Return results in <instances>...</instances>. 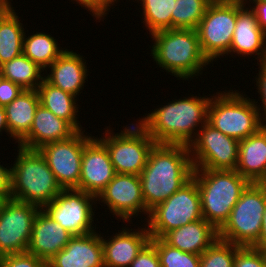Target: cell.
I'll return each instance as SVG.
<instances>
[{
  "label": "cell",
  "mask_w": 266,
  "mask_h": 267,
  "mask_svg": "<svg viewBox=\"0 0 266 267\" xmlns=\"http://www.w3.org/2000/svg\"><path fill=\"white\" fill-rule=\"evenodd\" d=\"M26 35L23 38V54L44 71L66 50V47L60 48L55 37L43 31Z\"/></svg>",
  "instance_id": "cell-28"
},
{
  "label": "cell",
  "mask_w": 266,
  "mask_h": 267,
  "mask_svg": "<svg viewBox=\"0 0 266 267\" xmlns=\"http://www.w3.org/2000/svg\"><path fill=\"white\" fill-rule=\"evenodd\" d=\"M0 6L6 7L9 9H14L12 2H10V0H0Z\"/></svg>",
  "instance_id": "cell-46"
},
{
  "label": "cell",
  "mask_w": 266,
  "mask_h": 267,
  "mask_svg": "<svg viewBox=\"0 0 266 267\" xmlns=\"http://www.w3.org/2000/svg\"><path fill=\"white\" fill-rule=\"evenodd\" d=\"M114 4L116 3L117 4V2L119 1V0H111Z\"/></svg>",
  "instance_id": "cell-48"
},
{
  "label": "cell",
  "mask_w": 266,
  "mask_h": 267,
  "mask_svg": "<svg viewBox=\"0 0 266 267\" xmlns=\"http://www.w3.org/2000/svg\"><path fill=\"white\" fill-rule=\"evenodd\" d=\"M0 267H47V263L28 252L0 257Z\"/></svg>",
  "instance_id": "cell-35"
},
{
  "label": "cell",
  "mask_w": 266,
  "mask_h": 267,
  "mask_svg": "<svg viewBox=\"0 0 266 267\" xmlns=\"http://www.w3.org/2000/svg\"><path fill=\"white\" fill-rule=\"evenodd\" d=\"M150 242L156 247L161 267H200V255L183 252L162 238H151Z\"/></svg>",
  "instance_id": "cell-32"
},
{
  "label": "cell",
  "mask_w": 266,
  "mask_h": 267,
  "mask_svg": "<svg viewBox=\"0 0 266 267\" xmlns=\"http://www.w3.org/2000/svg\"><path fill=\"white\" fill-rule=\"evenodd\" d=\"M14 9L0 18V65L23 54L25 29Z\"/></svg>",
  "instance_id": "cell-27"
},
{
  "label": "cell",
  "mask_w": 266,
  "mask_h": 267,
  "mask_svg": "<svg viewBox=\"0 0 266 267\" xmlns=\"http://www.w3.org/2000/svg\"><path fill=\"white\" fill-rule=\"evenodd\" d=\"M9 10V8L0 6V18Z\"/></svg>",
  "instance_id": "cell-47"
},
{
  "label": "cell",
  "mask_w": 266,
  "mask_h": 267,
  "mask_svg": "<svg viewBox=\"0 0 266 267\" xmlns=\"http://www.w3.org/2000/svg\"><path fill=\"white\" fill-rule=\"evenodd\" d=\"M194 169L236 170L239 141L205 123L188 145Z\"/></svg>",
  "instance_id": "cell-11"
},
{
  "label": "cell",
  "mask_w": 266,
  "mask_h": 267,
  "mask_svg": "<svg viewBox=\"0 0 266 267\" xmlns=\"http://www.w3.org/2000/svg\"><path fill=\"white\" fill-rule=\"evenodd\" d=\"M243 93L236 89L217 91L211 95L208 107L207 123L238 141L257 133L265 125L253 100Z\"/></svg>",
  "instance_id": "cell-6"
},
{
  "label": "cell",
  "mask_w": 266,
  "mask_h": 267,
  "mask_svg": "<svg viewBox=\"0 0 266 267\" xmlns=\"http://www.w3.org/2000/svg\"><path fill=\"white\" fill-rule=\"evenodd\" d=\"M97 204L108 207L111 215L116 219H123L125 223H132V218L146 216V205L142 196L139 175L116 173L114 178L96 197Z\"/></svg>",
  "instance_id": "cell-15"
},
{
  "label": "cell",
  "mask_w": 266,
  "mask_h": 267,
  "mask_svg": "<svg viewBox=\"0 0 266 267\" xmlns=\"http://www.w3.org/2000/svg\"><path fill=\"white\" fill-rule=\"evenodd\" d=\"M47 267H104L101 233L73 236Z\"/></svg>",
  "instance_id": "cell-19"
},
{
  "label": "cell",
  "mask_w": 266,
  "mask_h": 267,
  "mask_svg": "<svg viewBox=\"0 0 266 267\" xmlns=\"http://www.w3.org/2000/svg\"><path fill=\"white\" fill-rule=\"evenodd\" d=\"M5 131L8 136V127H7V118H6V112L5 108L3 106H0V134L2 135V132Z\"/></svg>",
  "instance_id": "cell-43"
},
{
  "label": "cell",
  "mask_w": 266,
  "mask_h": 267,
  "mask_svg": "<svg viewBox=\"0 0 266 267\" xmlns=\"http://www.w3.org/2000/svg\"><path fill=\"white\" fill-rule=\"evenodd\" d=\"M84 132L77 131L69 139L51 142L38 149L62 189H72L79 185L83 149L93 137L88 132L84 135Z\"/></svg>",
  "instance_id": "cell-13"
},
{
  "label": "cell",
  "mask_w": 266,
  "mask_h": 267,
  "mask_svg": "<svg viewBox=\"0 0 266 267\" xmlns=\"http://www.w3.org/2000/svg\"><path fill=\"white\" fill-rule=\"evenodd\" d=\"M44 70L24 54L0 65V76L24 90H37L44 79Z\"/></svg>",
  "instance_id": "cell-29"
},
{
  "label": "cell",
  "mask_w": 266,
  "mask_h": 267,
  "mask_svg": "<svg viewBox=\"0 0 266 267\" xmlns=\"http://www.w3.org/2000/svg\"><path fill=\"white\" fill-rule=\"evenodd\" d=\"M40 104L37 90H24L9 104L5 112L10 137L19 143L30 131L36 109Z\"/></svg>",
  "instance_id": "cell-25"
},
{
  "label": "cell",
  "mask_w": 266,
  "mask_h": 267,
  "mask_svg": "<svg viewBox=\"0 0 266 267\" xmlns=\"http://www.w3.org/2000/svg\"><path fill=\"white\" fill-rule=\"evenodd\" d=\"M153 60L177 80H191L203 74L211 63L203 55L195 29H166L151 34ZM208 65V66H207Z\"/></svg>",
  "instance_id": "cell-3"
},
{
  "label": "cell",
  "mask_w": 266,
  "mask_h": 267,
  "mask_svg": "<svg viewBox=\"0 0 266 267\" xmlns=\"http://www.w3.org/2000/svg\"><path fill=\"white\" fill-rule=\"evenodd\" d=\"M73 237L43 209L36 214L27 252L46 263L58 254Z\"/></svg>",
  "instance_id": "cell-20"
},
{
  "label": "cell",
  "mask_w": 266,
  "mask_h": 267,
  "mask_svg": "<svg viewBox=\"0 0 266 267\" xmlns=\"http://www.w3.org/2000/svg\"><path fill=\"white\" fill-rule=\"evenodd\" d=\"M96 203L92 194L75 188L62 189L43 210L73 236H80L96 231Z\"/></svg>",
  "instance_id": "cell-12"
},
{
  "label": "cell",
  "mask_w": 266,
  "mask_h": 267,
  "mask_svg": "<svg viewBox=\"0 0 266 267\" xmlns=\"http://www.w3.org/2000/svg\"><path fill=\"white\" fill-rule=\"evenodd\" d=\"M129 267H161L156 247L149 242L131 262Z\"/></svg>",
  "instance_id": "cell-38"
},
{
  "label": "cell",
  "mask_w": 266,
  "mask_h": 267,
  "mask_svg": "<svg viewBox=\"0 0 266 267\" xmlns=\"http://www.w3.org/2000/svg\"><path fill=\"white\" fill-rule=\"evenodd\" d=\"M143 12L142 23L151 35L154 32L172 29V11L175 7V0H135ZM140 2V3H139Z\"/></svg>",
  "instance_id": "cell-30"
},
{
  "label": "cell",
  "mask_w": 266,
  "mask_h": 267,
  "mask_svg": "<svg viewBox=\"0 0 266 267\" xmlns=\"http://www.w3.org/2000/svg\"><path fill=\"white\" fill-rule=\"evenodd\" d=\"M266 61V33L259 27L256 16L247 5L238 3V15L231 42L230 54ZM250 55V56H249Z\"/></svg>",
  "instance_id": "cell-18"
},
{
  "label": "cell",
  "mask_w": 266,
  "mask_h": 267,
  "mask_svg": "<svg viewBox=\"0 0 266 267\" xmlns=\"http://www.w3.org/2000/svg\"><path fill=\"white\" fill-rule=\"evenodd\" d=\"M143 226V227H141ZM137 229L123 227L110 238L102 235L104 267H129L140 251L150 242L147 225ZM107 239V240H106Z\"/></svg>",
  "instance_id": "cell-17"
},
{
  "label": "cell",
  "mask_w": 266,
  "mask_h": 267,
  "mask_svg": "<svg viewBox=\"0 0 266 267\" xmlns=\"http://www.w3.org/2000/svg\"><path fill=\"white\" fill-rule=\"evenodd\" d=\"M22 91L18 84L0 76V106L9 105Z\"/></svg>",
  "instance_id": "cell-39"
},
{
  "label": "cell",
  "mask_w": 266,
  "mask_h": 267,
  "mask_svg": "<svg viewBox=\"0 0 266 267\" xmlns=\"http://www.w3.org/2000/svg\"><path fill=\"white\" fill-rule=\"evenodd\" d=\"M76 132L67 121L56 117L39 104L29 133L17 145L28 149H39L45 144L69 139Z\"/></svg>",
  "instance_id": "cell-22"
},
{
  "label": "cell",
  "mask_w": 266,
  "mask_h": 267,
  "mask_svg": "<svg viewBox=\"0 0 266 267\" xmlns=\"http://www.w3.org/2000/svg\"><path fill=\"white\" fill-rule=\"evenodd\" d=\"M236 171L251 183L266 184V127L239 141Z\"/></svg>",
  "instance_id": "cell-23"
},
{
  "label": "cell",
  "mask_w": 266,
  "mask_h": 267,
  "mask_svg": "<svg viewBox=\"0 0 266 267\" xmlns=\"http://www.w3.org/2000/svg\"><path fill=\"white\" fill-rule=\"evenodd\" d=\"M234 267H266V256L253 246L236 245Z\"/></svg>",
  "instance_id": "cell-34"
},
{
  "label": "cell",
  "mask_w": 266,
  "mask_h": 267,
  "mask_svg": "<svg viewBox=\"0 0 266 267\" xmlns=\"http://www.w3.org/2000/svg\"><path fill=\"white\" fill-rule=\"evenodd\" d=\"M253 247L263 252L266 251V207H265V211L263 213V218H262L261 233H260L258 241L253 245Z\"/></svg>",
  "instance_id": "cell-42"
},
{
  "label": "cell",
  "mask_w": 266,
  "mask_h": 267,
  "mask_svg": "<svg viewBox=\"0 0 266 267\" xmlns=\"http://www.w3.org/2000/svg\"><path fill=\"white\" fill-rule=\"evenodd\" d=\"M123 128L115 133L109 125L97 138L106 146L116 173L140 175L156 142L138 123Z\"/></svg>",
  "instance_id": "cell-8"
},
{
  "label": "cell",
  "mask_w": 266,
  "mask_h": 267,
  "mask_svg": "<svg viewBox=\"0 0 266 267\" xmlns=\"http://www.w3.org/2000/svg\"><path fill=\"white\" fill-rule=\"evenodd\" d=\"M11 166L0 164V192H10Z\"/></svg>",
  "instance_id": "cell-41"
},
{
  "label": "cell",
  "mask_w": 266,
  "mask_h": 267,
  "mask_svg": "<svg viewBox=\"0 0 266 267\" xmlns=\"http://www.w3.org/2000/svg\"><path fill=\"white\" fill-rule=\"evenodd\" d=\"M17 148L11 164L10 198L43 209L61 191L53 172L38 149Z\"/></svg>",
  "instance_id": "cell-4"
},
{
  "label": "cell",
  "mask_w": 266,
  "mask_h": 267,
  "mask_svg": "<svg viewBox=\"0 0 266 267\" xmlns=\"http://www.w3.org/2000/svg\"><path fill=\"white\" fill-rule=\"evenodd\" d=\"M237 15L238 3L211 2L201 19L196 31L202 53L211 64L229 53Z\"/></svg>",
  "instance_id": "cell-10"
},
{
  "label": "cell",
  "mask_w": 266,
  "mask_h": 267,
  "mask_svg": "<svg viewBox=\"0 0 266 267\" xmlns=\"http://www.w3.org/2000/svg\"><path fill=\"white\" fill-rule=\"evenodd\" d=\"M72 2L75 1L76 4L81 5V8L84 7L87 12L89 11L90 14L95 17L96 20H99L97 22H100L101 20H105V16L109 14L108 12L112 9H114V3L111 0H71ZM104 19V20H103Z\"/></svg>",
  "instance_id": "cell-37"
},
{
  "label": "cell",
  "mask_w": 266,
  "mask_h": 267,
  "mask_svg": "<svg viewBox=\"0 0 266 267\" xmlns=\"http://www.w3.org/2000/svg\"><path fill=\"white\" fill-rule=\"evenodd\" d=\"M145 219H141V223L145 221L151 238H162L173 229L203 219L196 180L192 177L167 200L153 208Z\"/></svg>",
  "instance_id": "cell-9"
},
{
  "label": "cell",
  "mask_w": 266,
  "mask_h": 267,
  "mask_svg": "<svg viewBox=\"0 0 266 267\" xmlns=\"http://www.w3.org/2000/svg\"><path fill=\"white\" fill-rule=\"evenodd\" d=\"M115 175L106 146L93 136L84 146L81 176L75 189L97 197Z\"/></svg>",
  "instance_id": "cell-16"
},
{
  "label": "cell",
  "mask_w": 266,
  "mask_h": 267,
  "mask_svg": "<svg viewBox=\"0 0 266 267\" xmlns=\"http://www.w3.org/2000/svg\"><path fill=\"white\" fill-rule=\"evenodd\" d=\"M87 64L83 55L66 49L45 70L44 79L53 86L78 97L82 93L81 90L85 87V82H88L89 67H87ZM48 69L50 70L49 73L47 72L49 71Z\"/></svg>",
  "instance_id": "cell-21"
},
{
  "label": "cell",
  "mask_w": 266,
  "mask_h": 267,
  "mask_svg": "<svg viewBox=\"0 0 266 267\" xmlns=\"http://www.w3.org/2000/svg\"><path fill=\"white\" fill-rule=\"evenodd\" d=\"M258 67V73L255 77L254 82H256V89L258 90V95H260V100L258 98V101H262L261 103H258V101H255L256 99H252L255 107L258 109L259 114L261 118L266 122V61L263 62H257ZM259 104V105H258ZM261 104V106H260ZM261 109V110H260ZM261 112V113H260Z\"/></svg>",
  "instance_id": "cell-36"
},
{
  "label": "cell",
  "mask_w": 266,
  "mask_h": 267,
  "mask_svg": "<svg viewBox=\"0 0 266 267\" xmlns=\"http://www.w3.org/2000/svg\"><path fill=\"white\" fill-rule=\"evenodd\" d=\"M236 244L217 239L200 255V267H234Z\"/></svg>",
  "instance_id": "cell-33"
},
{
  "label": "cell",
  "mask_w": 266,
  "mask_h": 267,
  "mask_svg": "<svg viewBox=\"0 0 266 267\" xmlns=\"http://www.w3.org/2000/svg\"><path fill=\"white\" fill-rule=\"evenodd\" d=\"M266 207V184L249 183L234 205L218 238L239 246H253L259 239Z\"/></svg>",
  "instance_id": "cell-7"
},
{
  "label": "cell",
  "mask_w": 266,
  "mask_h": 267,
  "mask_svg": "<svg viewBox=\"0 0 266 267\" xmlns=\"http://www.w3.org/2000/svg\"><path fill=\"white\" fill-rule=\"evenodd\" d=\"M39 207L9 198L0 212V257L27 252Z\"/></svg>",
  "instance_id": "cell-14"
},
{
  "label": "cell",
  "mask_w": 266,
  "mask_h": 267,
  "mask_svg": "<svg viewBox=\"0 0 266 267\" xmlns=\"http://www.w3.org/2000/svg\"><path fill=\"white\" fill-rule=\"evenodd\" d=\"M9 198H10V192H0V212Z\"/></svg>",
  "instance_id": "cell-44"
},
{
  "label": "cell",
  "mask_w": 266,
  "mask_h": 267,
  "mask_svg": "<svg viewBox=\"0 0 266 267\" xmlns=\"http://www.w3.org/2000/svg\"><path fill=\"white\" fill-rule=\"evenodd\" d=\"M203 218L219 230L250 183L236 170L194 169Z\"/></svg>",
  "instance_id": "cell-5"
},
{
  "label": "cell",
  "mask_w": 266,
  "mask_h": 267,
  "mask_svg": "<svg viewBox=\"0 0 266 267\" xmlns=\"http://www.w3.org/2000/svg\"><path fill=\"white\" fill-rule=\"evenodd\" d=\"M189 95L172 99L138 119V123L156 143L188 146L198 130L207 123L211 96ZM147 115V116H146ZM201 124V125H200Z\"/></svg>",
  "instance_id": "cell-2"
},
{
  "label": "cell",
  "mask_w": 266,
  "mask_h": 267,
  "mask_svg": "<svg viewBox=\"0 0 266 267\" xmlns=\"http://www.w3.org/2000/svg\"><path fill=\"white\" fill-rule=\"evenodd\" d=\"M210 3V0H175L172 29L196 30Z\"/></svg>",
  "instance_id": "cell-31"
},
{
  "label": "cell",
  "mask_w": 266,
  "mask_h": 267,
  "mask_svg": "<svg viewBox=\"0 0 266 267\" xmlns=\"http://www.w3.org/2000/svg\"><path fill=\"white\" fill-rule=\"evenodd\" d=\"M162 239L183 252L201 255L218 239V230L203 218L167 232Z\"/></svg>",
  "instance_id": "cell-24"
},
{
  "label": "cell",
  "mask_w": 266,
  "mask_h": 267,
  "mask_svg": "<svg viewBox=\"0 0 266 267\" xmlns=\"http://www.w3.org/2000/svg\"><path fill=\"white\" fill-rule=\"evenodd\" d=\"M38 94L40 104L51 111L56 117L67 121L76 131L85 130L77 116L79 105L77 99L69 92L63 91L61 88L55 87L45 79L38 86Z\"/></svg>",
  "instance_id": "cell-26"
},
{
  "label": "cell",
  "mask_w": 266,
  "mask_h": 267,
  "mask_svg": "<svg viewBox=\"0 0 266 267\" xmlns=\"http://www.w3.org/2000/svg\"><path fill=\"white\" fill-rule=\"evenodd\" d=\"M211 2L240 3L246 5L248 0H210Z\"/></svg>",
  "instance_id": "cell-45"
},
{
  "label": "cell",
  "mask_w": 266,
  "mask_h": 267,
  "mask_svg": "<svg viewBox=\"0 0 266 267\" xmlns=\"http://www.w3.org/2000/svg\"><path fill=\"white\" fill-rule=\"evenodd\" d=\"M246 4L256 16L259 27L266 33V1L248 0Z\"/></svg>",
  "instance_id": "cell-40"
},
{
  "label": "cell",
  "mask_w": 266,
  "mask_h": 267,
  "mask_svg": "<svg viewBox=\"0 0 266 267\" xmlns=\"http://www.w3.org/2000/svg\"><path fill=\"white\" fill-rule=\"evenodd\" d=\"M189 148L181 144L156 143L140 173L146 215L167 200L193 176Z\"/></svg>",
  "instance_id": "cell-1"
}]
</instances>
